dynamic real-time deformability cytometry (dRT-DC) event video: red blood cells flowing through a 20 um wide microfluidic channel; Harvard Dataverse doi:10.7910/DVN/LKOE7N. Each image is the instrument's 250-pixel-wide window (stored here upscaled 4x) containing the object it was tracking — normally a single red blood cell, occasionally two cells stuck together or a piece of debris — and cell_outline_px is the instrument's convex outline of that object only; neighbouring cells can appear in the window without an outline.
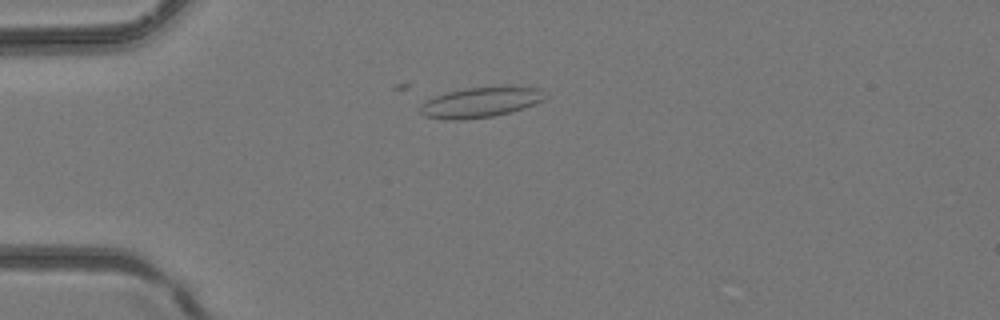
{"species": "common noctule bat (a hibernating species)", "species_latin": "Nyctalus noctula", "temperature_condition": "room temperature", "stored_images_in_passage": 34, "camera_frame_rate_fps": 3000, "um_per_image_px": 0.085, "animal": {"sex": "female", "body_mass_g": 24.6, "forearm_length_mm": 56.2}, "frame": {"image": 1, "passage_image": 3, "time_ms": 0.667, "image_size_px": [1000, 320], "cell_outline_px": [[548, 96], [544, 100], [524, 108], [492, 116], [460, 120], [448, 120], [424, 116], [420, 112], [420, 108], [428, 100], [436, 96], [448, 92], [464, 88], [504, 84], [508, 84], [540, 88]], "centroid_in_image_um": [40.94, 8.65], "position_along_channel_um": 44.1, "area_um2": 22.48}}
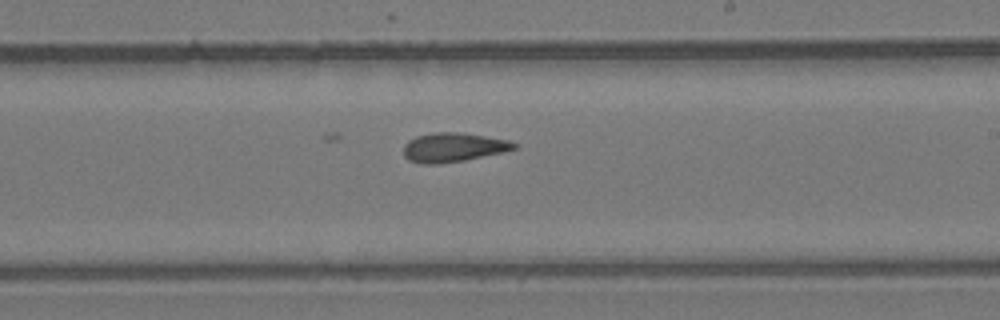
{"frame": {"image": 2, "passage_image": 17, "time_ms": 5.333, "image_size_px": [1000, 320], "cell_outline_px": [[520, 144], [516, 148], [500, 152], [464, 160], [440, 164], [424, 164], [408, 160], [404, 156], [404, 144], [408, 140], [416, 136], [432, 132], [460, 132], [508, 140]], "centroid_in_image_um": [38.49, 12.52], "position_along_channel_um": 250.5, "area_um2": 18.73}}
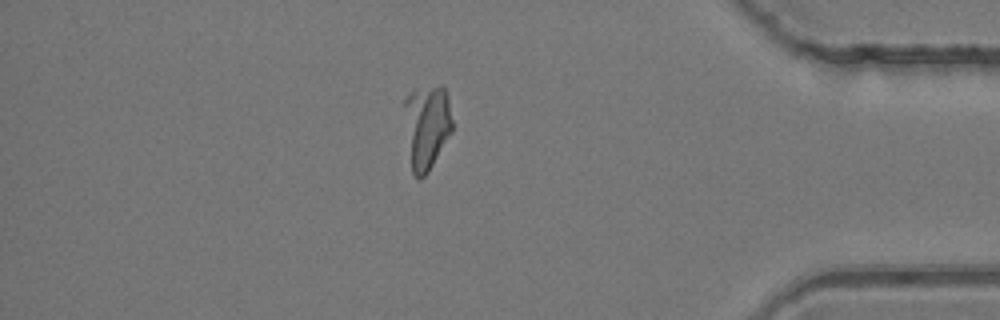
{"frame": {"image": 3, "passage_image": 28, "time_ms": 9.0, "image_size_px": [1000, 320], "cell_outline_px": [[452, 132], [428, 172], [420, 180], [416, 180], [412, 172], [404, 104], [404, 100], [408, 92], [440, 84], [444, 88], [448, 96], [452, 120]], "centroid_in_image_um": [36.3, 10.75], "position_along_channel_um": 398.9, "area_um2": 23.41}}